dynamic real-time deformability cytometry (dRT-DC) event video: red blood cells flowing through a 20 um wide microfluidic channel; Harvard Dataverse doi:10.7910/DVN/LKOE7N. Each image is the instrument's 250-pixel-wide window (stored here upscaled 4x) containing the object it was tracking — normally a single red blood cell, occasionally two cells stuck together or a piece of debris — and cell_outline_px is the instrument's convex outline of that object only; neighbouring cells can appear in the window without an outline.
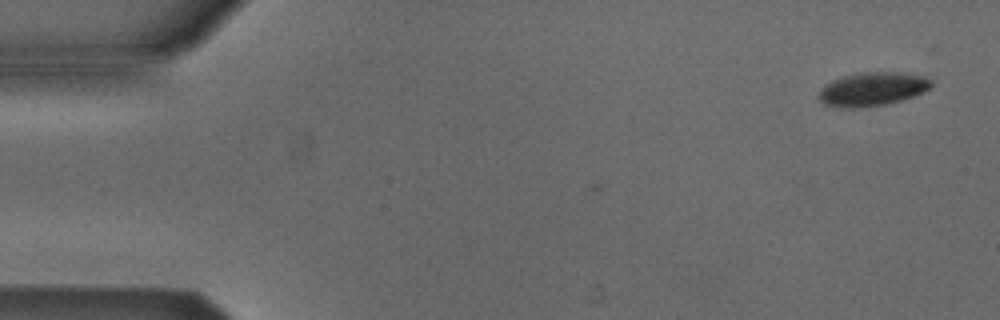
{"species": "Egyptian fruit bat (a non-hibernating species)", "species_latin": "Rousettus aegyptiacus", "temperature_condition": "cold", "stored_images_in_passage": 6, "camera_frame_rate_fps": 3000, "um_per_image_px": 0.085, "animal": {"sex": "male"}, "frame": {"image": 1, "passage_image": 1, "time_ms": 0.0, "image_size_px": [1000, 320], "cell_outline_px": [[932, 84], [928, 88], [912, 96], [900, 100], [884, 104], [856, 108], [848, 108], [824, 104], [816, 96], [820, 88], [824, 84], [832, 80], [844, 76], [864, 72], [900, 72], [924, 76], [932, 80]], "centroid_in_image_um": [74.09, 7.56], "position_along_channel_um": 10.9, "area_um2": 21.85}}
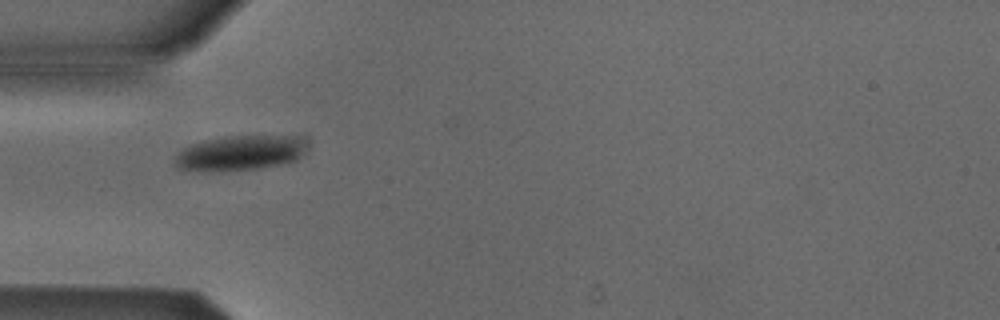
{"frame": {"image": 2, "passage_image": 5, "time_ms": 4.667, "image_size_px": [1000, 320], "cell_outline_px": [[300, 144], [296, 156], [292, 160], [276, 164], [256, 168], [220, 172], [208, 172], [176, 168], [172, 164], [172, 160], [184, 148], [192, 144], [204, 140], [224, 136], [296, 136], [300, 140]], "centroid_in_image_um": [20.15, 13.02], "position_along_channel_um": 64.9, "area_um2": 26.07}}